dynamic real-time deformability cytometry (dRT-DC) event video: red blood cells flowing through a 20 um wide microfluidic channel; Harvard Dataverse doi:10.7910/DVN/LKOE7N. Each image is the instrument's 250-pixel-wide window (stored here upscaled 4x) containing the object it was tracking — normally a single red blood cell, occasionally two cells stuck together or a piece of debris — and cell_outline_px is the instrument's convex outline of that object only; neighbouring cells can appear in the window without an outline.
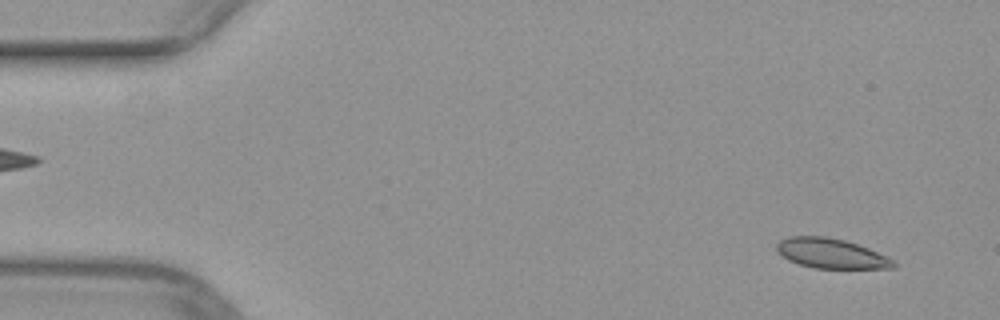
{"species": "common noctule bat (a hibernating species)", "species_latin": "Nyctalus noctula", "temperature_condition": "warm", "stored_images_in_passage": 50, "camera_frame_rate_fps": 3000, "um_per_image_px": 0.085, "animal": {"sex": "female", "body_mass_g": 29.2, "forearm_length_mm": 56.3}, "frame": {"image": 1, "passage_image": 3, "time_ms": 0.667, "image_size_px": [1000, 320], "cell_outline_px": [[896, 268], [812, 268], [788, 260], [776, 252], [776, 244], [780, 240], [788, 236], [828, 236], [844, 240], [868, 248], [888, 256], [896, 260]], "centroid_in_image_um": [70.64, 21.54], "position_along_channel_um": 14.4, "area_um2": 20.52}}
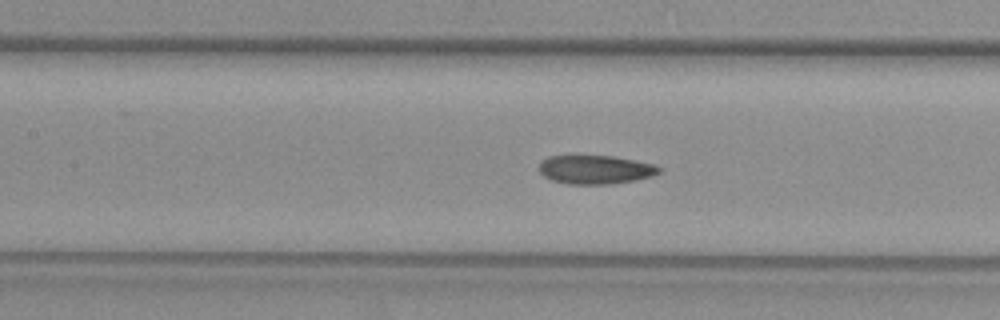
{"frame": {"image": 2, "passage_image": 22, "time_ms": 7.0, "image_size_px": [1000, 320], "cell_outline_px": [[660, 172], [652, 176], [632, 180], [608, 184], [568, 184], [552, 180], [544, 176], [540, 172], [540, 160], [548, 156], [572, 152], [612, 156], [656, 164], [660, 168]], "centroid_in_image_um": [50.52, 14.35], "position_along_channel_um": 156.9, "area_um2": 20.87}}
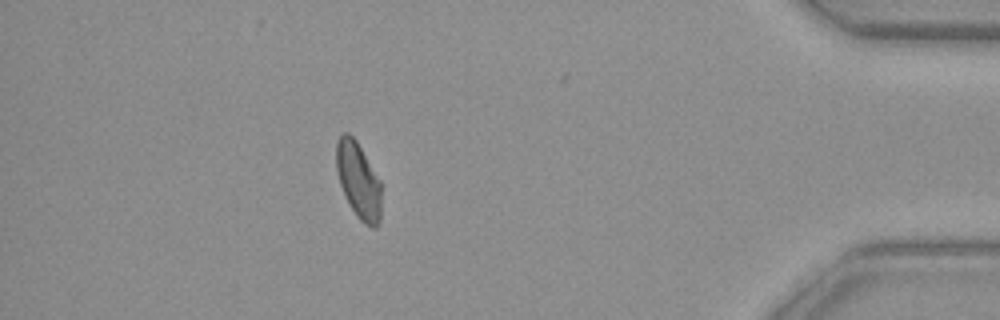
{"frame": {"image": 3, "passage_image": 44, "time_ms": 14.333, "image_size_px": [1000, 320], "cell_outline_px": [[380, 220], [376, 228], [372, 228], [364, 224], [356, 216], [344, 196], [336, 172], [336, 140], [344, 132], [348, 132], [356, 140], [380, 180]], "centroid_in_image_um": [30.44, 15.34], "position_along_channel_um": 404.8, "area_um2": 20.06}}